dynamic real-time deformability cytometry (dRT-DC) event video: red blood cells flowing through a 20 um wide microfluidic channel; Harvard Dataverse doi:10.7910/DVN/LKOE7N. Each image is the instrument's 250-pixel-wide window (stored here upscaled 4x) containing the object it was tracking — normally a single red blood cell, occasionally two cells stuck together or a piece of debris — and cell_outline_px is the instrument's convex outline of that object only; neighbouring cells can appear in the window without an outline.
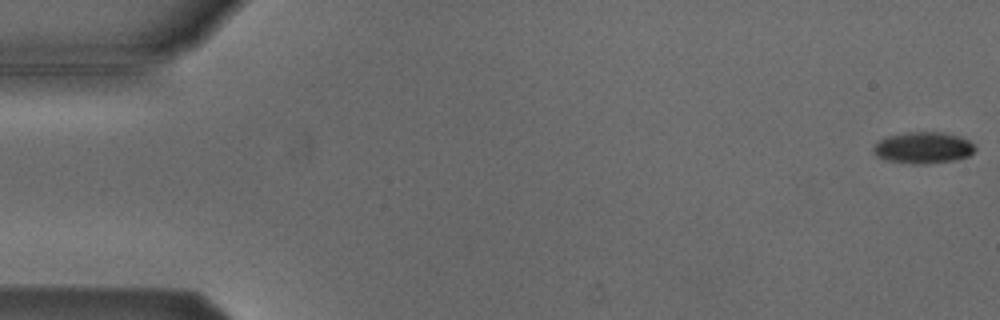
{"species": "Egyptian fruit bat (a non-hibernating species)", "species_latin": "Rousettus aegyptiacus", "temperature_condition": "cold", "stored_images_in_passage": 54, "camera_frame_rate_fps": 3000, "um_per_image_px": 0.085, "animal": {"sex": "male"}, "frame": {"image": 1, "passage_image": 1, "time_ms": 0.0, "image_size_px": [1000, 320], "cell_outline_px": [[976, 148], [968, 156], [952, 160], [928, 164], [912, 164], [884, 160], [872, 152], [872, 148], [880, 140], [888, 136], [908, 132], [944, 132], [960, 136], [968, 140]], "centroid_in_image_um": [78.45, 12.56], "position_along_channel_um": 6.6, "area_um2": 18.61}}
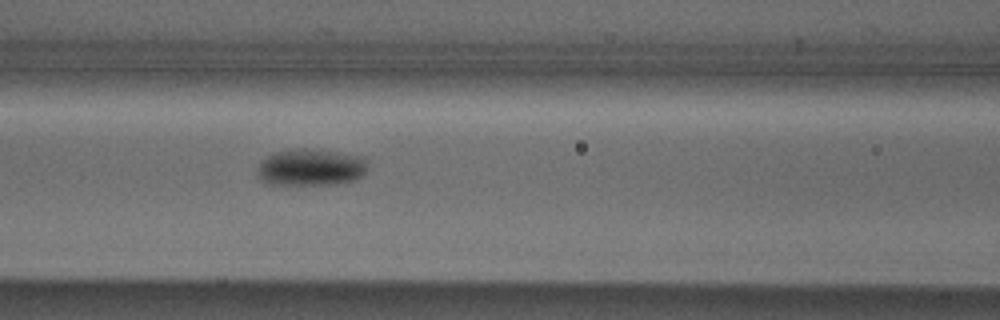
{"frame": {"image": 2, "passage_image": 23, "time_ms": 7.333, "image_size_px": [1000, 320], "cell_outline_px": [[368, 168], [356, 180], [336, 184], [268, 184], [260, 180], [256, 172], [256, 168], [260, 160], [276, 152], [300, 148], [304, 148], [336, 152], [364, 156]], "centroid_in_image_um": [26.39, 14.23], "position_along_channel_um": 140.2, "area_um2": 23.81}}
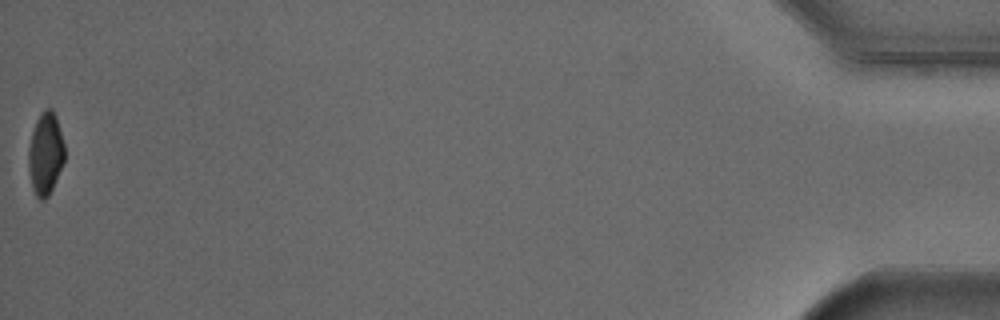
{"frame": {"image": 3, "passage_image": 54, "time_ms": 17.667, "image_size_px": [1000, 320], "cell_outline_px": [[64, 160], [52, 188], [48, 196], [44, 200], [40, 200], [36, 196], [32, 184], [28, 168], [28, 148], [32, 132], [36, 120], [40, 112], [44, 108], [52, 108], [56, 116], [64, 144]], "centroid_in_image_um": [3.85, 13.02], "position_along_channel_um": 431.3, "area_um2": 17.22}, "authors_computed_cell_mechanics": {"area_um2": 20.2589, "velocity_mm_per_s": 3.8283, "shape_relaxation_time_tau1_ms": 2.7506, "shape_relaxation_time_tau2_ms": null, "deformation_change_tau1": 0.1007, "deformation_change_tau2": null}}